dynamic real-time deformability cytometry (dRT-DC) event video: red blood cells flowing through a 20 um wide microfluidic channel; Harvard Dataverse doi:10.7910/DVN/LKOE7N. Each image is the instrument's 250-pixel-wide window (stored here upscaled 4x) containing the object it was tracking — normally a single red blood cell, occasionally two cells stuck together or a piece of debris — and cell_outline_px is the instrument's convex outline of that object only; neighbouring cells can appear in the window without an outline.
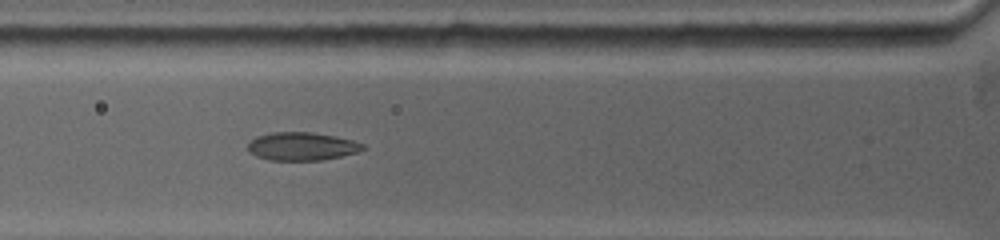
{"species": "common noctule bat (a hibernating species)", "species_latin": "Nyctalus noctula", "temperature_condition": "warm", "stored_images_in_passage": 6, "camera_frame_rate_fps": 5000, "um_per_image_px": 0.085, "animal": {"sex": "female", "body_mass_g": 19.0, "forearm_length_mm": 53.3}, "frame": {"image": 1, "passage_image": 6, "time_ms": 3.4, "image_size_px": [1000, 240], "cell_outline_px": [[368, 148], [356, 152], [340, 156], [320, 160], [268, 160], [256, 156], [248, 152], [248, 144], [256, 136], [272, 132], [312, 132], [336, 136], [352, 140], [364, 144]], "centroid_in_image_um": [25.65, 12.43], "position_along_channel_um": 100.1, "area_um2": 18.9}}